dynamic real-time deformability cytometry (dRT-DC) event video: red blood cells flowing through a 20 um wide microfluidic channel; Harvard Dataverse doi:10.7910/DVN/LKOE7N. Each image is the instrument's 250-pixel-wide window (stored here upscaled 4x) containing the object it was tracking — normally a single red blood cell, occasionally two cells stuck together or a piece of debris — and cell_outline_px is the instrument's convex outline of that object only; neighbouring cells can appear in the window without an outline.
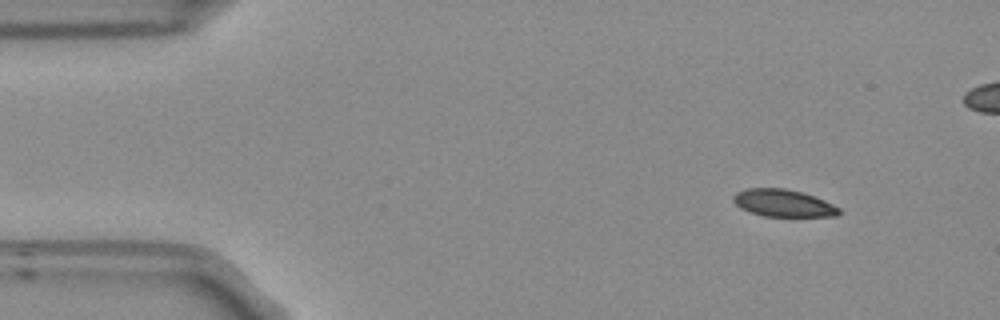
{"species": "Egyptian fruit bat (a non-hibernating species)", "species_latin": "Rousettus aegyptiacus", "temperature_condition": "room temperature", "stored_images_in_passage": 50, "camera_frame_rate_fps": 3000, "um_per_image_px": 0.085, "frame": {"image": 1, "passage_image": 1, "time_ms": 0.0, "image_size_px": [1000, 320], "cell_outline_px": [[840, 212], [836, 216], [764, 216], [748, 212], [740, 208], [732, 200], [732, 196], [736, 192], [748, 188], [784, 188], [804, 192], [824, 200], [840, 208]], "centroid_in_image_um": [66.54, 17.26], "position_along_channel_um": 18.5, "area_um2": 16.88}}
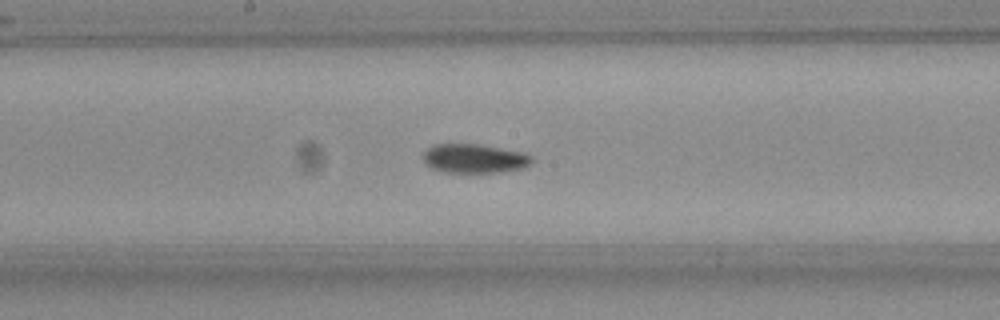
{"frame": {"image": 2, "passage_image": 23, "time_ms": 7.333, "image_size_px": [1000, 320], "cell_outline_px": [[536, 160], [528, 168], [500, 172], [464, 176], [444, 172], [432, 168], [424, 160], [424, 152], [428, 148], [436, 144], [476, 144], [524, 152], [532, 156]], "centroid_in_image_um": [40.4, 13.53], "position_along_channel_um": 207.8, "area_um2": 19.31}}
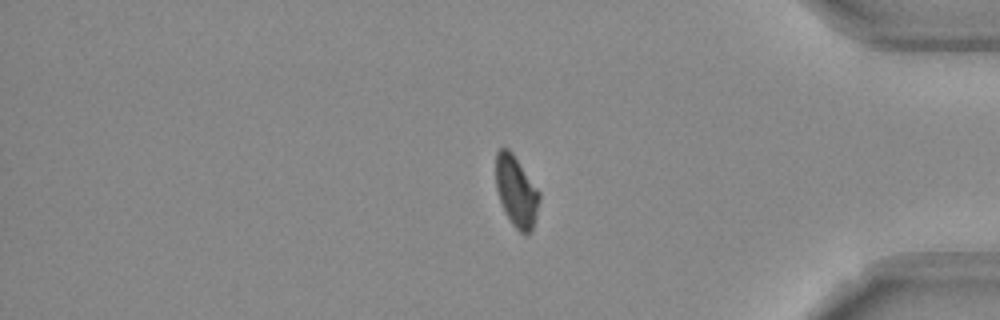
{"frame": {"image": 3, "passage_image": 40, "time_ms": 13.0, "image_size_px": [1000, 320], "cell_outline_px": [[540, 200], [536, 216], [532, 228], [524, 236], [512, 224], [504, 212], [496, 188], [496, 152], [500, 148], [508, 148], [512, 152], [540, 192]], "centroid_in_image_um": [43.88, 16.27], "position_along_channel_um": 391.3, "area_um2": 17.92}, "authors_computed_cell_mechanics": {"area_um2": 18.2648, "velocity_mm_per_s": 3.7269, "shape_relaxation_time_tau1_ms": 8.1059, "shape_relaxation_time_tau2_ms": null, "deformation_change_tau1": 0.1443, "deformation_change_tau2": null}}